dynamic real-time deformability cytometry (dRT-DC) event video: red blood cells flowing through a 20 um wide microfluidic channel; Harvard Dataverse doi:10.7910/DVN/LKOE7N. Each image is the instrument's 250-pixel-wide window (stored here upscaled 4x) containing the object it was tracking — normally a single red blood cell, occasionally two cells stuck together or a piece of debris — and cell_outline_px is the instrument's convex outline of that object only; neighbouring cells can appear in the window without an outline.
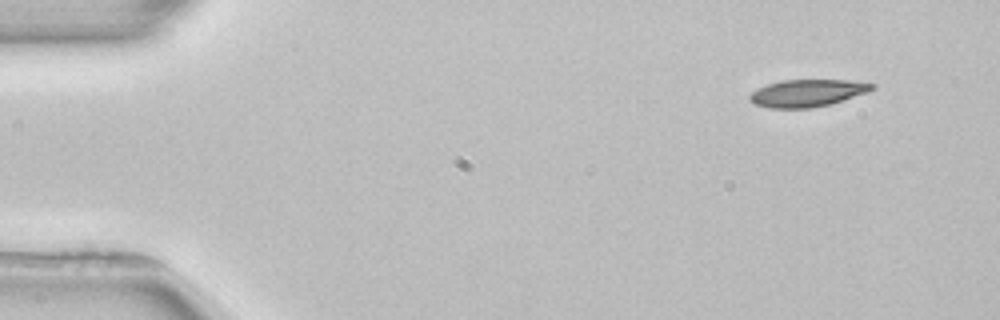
{"species": "common noctule bat (a hibernating species)", "species_latin": "Nyctalus noctula", "temperature_condition": "room temperature", "stored_images_in_passage": 3, "camera_frame_rate_fps": 3000, "um_per_image_px": 0.085, "animal": {"sex": "female", "body_mass_g": 22.7, "forearm_length_mm": 54.2}, "frame": {"image": 1, "passage_image": 1, "time_ms": 0.0, "image_size_px": [1000, 320], "cell_outline_px": [[876, 88], [868, 92], [832, 104], [812, 108], [768, 108], [752, 104], [748, 100], [748, 96], [756, 88], [768, 84], [784, 80], [848, 80], [876, 84]], "centroid_in_image_um": [68.61, 7.92], "position_along_channel_um": 16.4, "area_um2": 19.71}}